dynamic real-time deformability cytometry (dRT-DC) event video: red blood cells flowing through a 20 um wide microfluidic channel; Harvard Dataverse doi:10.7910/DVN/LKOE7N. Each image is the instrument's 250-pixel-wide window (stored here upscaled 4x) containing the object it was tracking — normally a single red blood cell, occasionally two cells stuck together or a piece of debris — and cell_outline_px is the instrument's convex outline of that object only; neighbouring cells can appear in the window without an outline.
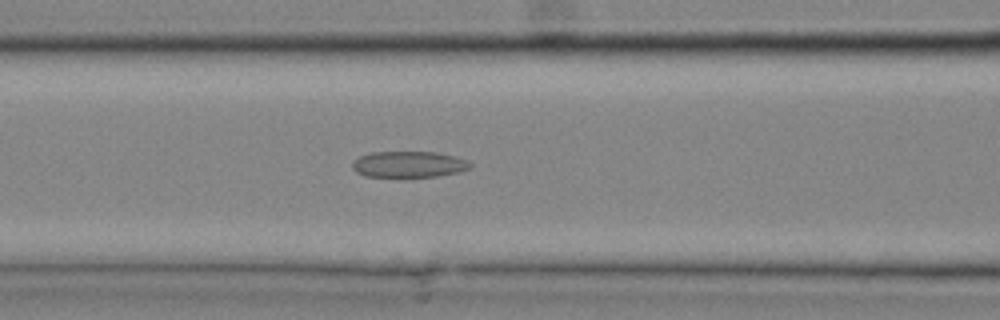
{"species": "common noctule bat (a hibernating species)", "species_latin": "Nyctalus noctula", "temperature_condition": "cold", "stored_images_in_passage": 20, "camera_frame_rate_fps": 3000, "um_per_image_px": 0.085, "animal": {"sex": "male", "body_mass_g": 20.4}, "frame": {"image": 1, "passage_image": 12, "time_ms": 3.667, "image_size_px": [1000, 320], "cell_outline_px": [[472, 168], [460, 172], [436, 176], [364, 176], [356, 172], [352, 168], [352, 160], [360, 156], [372, 152], [436, 152], [456, 156], [468, 160], [472, 164]], "centroid_in_image_um": [34.77, 13.96], "position_along_channel_um": 131.8, "area_um2": 18.03}}
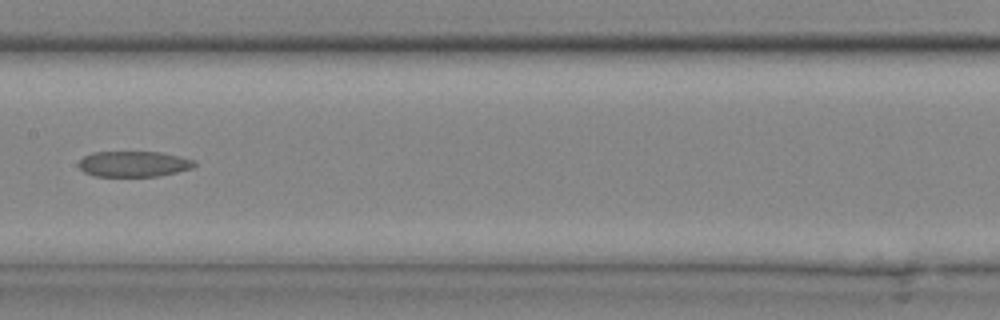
{"frame": {"image": 2, "passage_image": 15, "time_ms": 4.667, "image_size_px": [1000, 320], "cell_outline_px": [[196, 164], [192, 168], [176, 172], [156, 176], [96, 176], [84, 172], [80, 168], [80, 160], [84, 156], [92, 152], [164, 152], [196, 160]], "centroid_in_image_um": [11.4, 13.92], "position_along_channel_um": 196.0, "area_um2": 17.28}}